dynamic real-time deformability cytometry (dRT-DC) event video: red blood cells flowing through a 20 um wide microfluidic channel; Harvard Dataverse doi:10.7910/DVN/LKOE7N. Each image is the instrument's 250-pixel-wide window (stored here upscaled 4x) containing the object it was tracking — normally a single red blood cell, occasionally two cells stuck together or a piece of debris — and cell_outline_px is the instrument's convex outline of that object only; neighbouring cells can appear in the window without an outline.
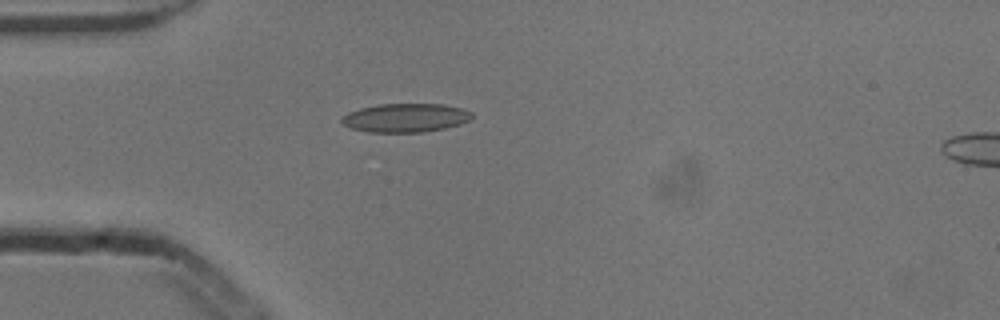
{"species": "common noctule bat (a hibernating species)", "species_latin": "Nyctalus noctula", "temperature_condition": "cold", "stored_images_in_passage": 32, "camera_frame_rate_fps": 3000, "um_per_image_px": 0.085, "animal": {"sex": "male", "body_mass_g": 13.3}, "frame": {"image": 1, "passage_image": 1, "time_ms": 0.0, "image_size_px": [1000, 320], "cell_outline_px": [[472, 116], [468, 120], [460, 124], [444, 128], [424, 132], [368, 132], [352, 128], [344, 124], [340, 120], [348, 112], [360, 108], [376, 104], [444, 104], [464, 108], [472, 112]], "centroid_in_image_um": [34.48, 10.0], "position_along_channel_um": 50.5, "area_um2": 21.79}}
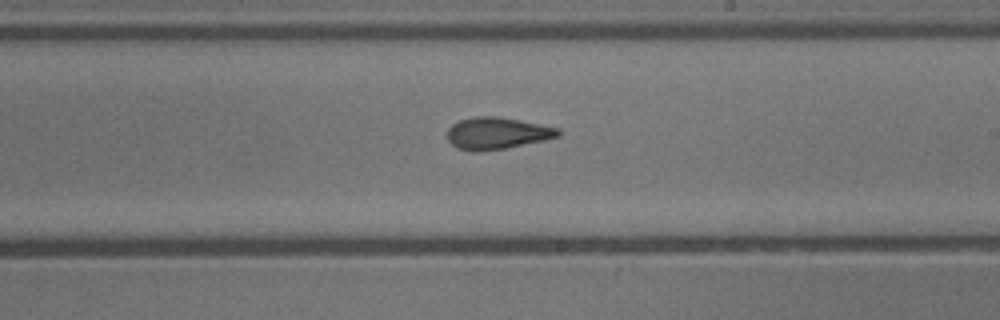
{"frame": {"image": 2, "passage_image": 17, "time_ms": 5.333, "image_size_px": [1000, 320], "cell_outline_px": [[560, 136], [544, 140], [504, 148], [480, 152], [472, 152], [456, 148], [448, 140], [448, 128], [452, 124], [460, 120], [476, 116], [496, 116], [520, 120], [560, 128]], "centroid_in_image_um": [42.23, 11.33], "position_along_channel_um": 246.8, "area_um2": 20.63}}
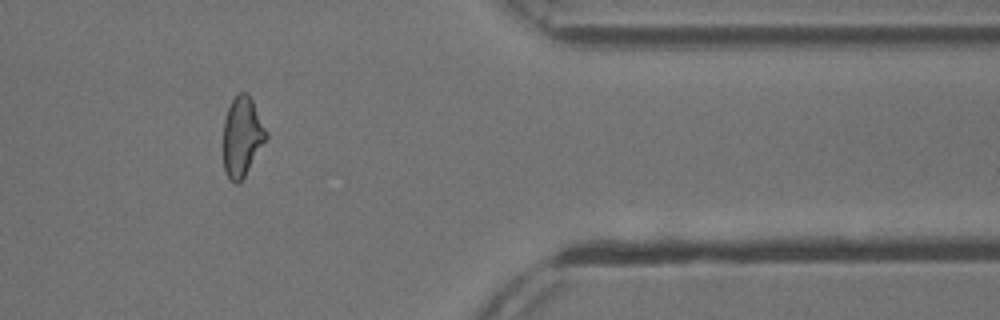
{"frame": {"image": 3, "passage_image": 30, "time_ms": 9.667, "image_size_px": [1000, 320], "cell_outline_px": [[268, 136], [244, 176], [236, 184], [224, 172], [224, 120], [228, 108], [232, 100], [240, 92], [248, 92], [268, 132]], "centroid_in_image_um": [20.58, 11.58], "position_along_channel_um": 390.8, "area_um2": 19.54}, "authors_computed_cell_mechanics": {"area_um2": 20.3745, "velocity_mm_per_s": 3.8706, "shape_relaxation_time_tau1_ms": null, "shape_relaxation_time_tau2_ms": 2.3816, "deformation_change_tau1": null, "deformation_change_tau2": 0.0957}}